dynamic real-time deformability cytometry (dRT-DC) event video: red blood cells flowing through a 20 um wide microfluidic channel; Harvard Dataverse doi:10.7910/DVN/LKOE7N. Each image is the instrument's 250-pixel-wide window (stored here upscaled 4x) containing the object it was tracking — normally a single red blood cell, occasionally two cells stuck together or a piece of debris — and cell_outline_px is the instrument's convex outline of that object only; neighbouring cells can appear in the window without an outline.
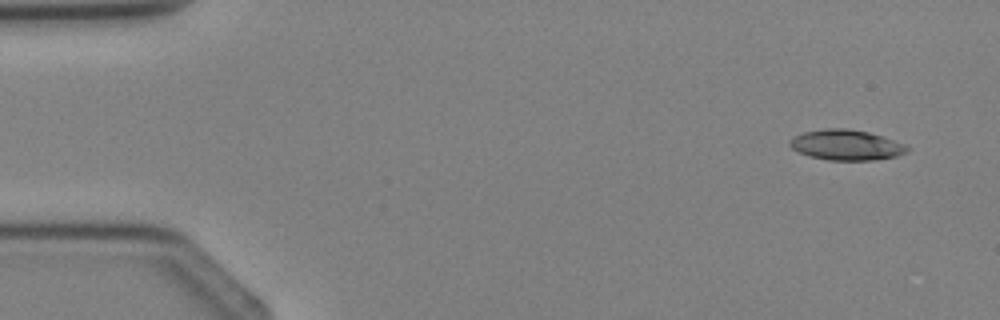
{"species": "Egyptian fruit bat (a non-hibernating species)", "species_latin": "Rousettus aegyptiacus", "temperature_condition": "cold", "stored_images_in_passage": 2, "segment_of_instrument_passage": [2, 2], "camera_frame_rate_fps": 3000, "um_per_image_px": 0.085, "animal": {"sex": "female"}, "frame": {"image": 1, "passage_image": 2, "time_ms": 1.0, "image_size_px": [1000, 320], "cell_outline_px": [[912, 148], [908, 152], [896, 156], [872, 160], [828, 160], [812, 156], [800, 152], [792, 148], [788, 144], [788, 140], [804, 132], [828, 128], [848, 128], [868, 132], [908, 144]], "centroid_in_image_um": [71.99, 12.32], "position_along_channel_um": 13.0, "area_um2": 20.81}}